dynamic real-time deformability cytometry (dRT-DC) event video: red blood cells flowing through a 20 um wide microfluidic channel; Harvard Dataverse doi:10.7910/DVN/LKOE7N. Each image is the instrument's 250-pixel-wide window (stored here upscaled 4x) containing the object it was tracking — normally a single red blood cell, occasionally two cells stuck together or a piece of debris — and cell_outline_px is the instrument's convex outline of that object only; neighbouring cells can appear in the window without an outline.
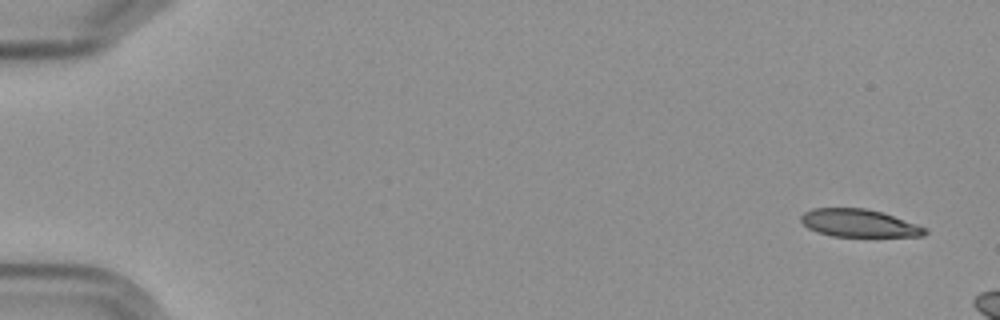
{"species": "Egyptian fruit bat (a non-hibernating species)", "species_latin": "Rousettus aegyptiacus", "temperature_condition": "cold", "stored_images_in_passage": 3, "camera_frame_rate_fps": 3000, "um_per_image_px": 0.085, "frame": {"image": 1, "passage_image": 1, "time_ms": 0.0, "image_size_px": [1000, 320], "cell_outline_px": [[928, 232], [924, 236], [832, 236], [808, 228], [800, 220], [800, 216], [804, 212], [812, 208], [864, 208], [880, 212], [928, 228]], "centroid_in_image_um": [73.0, 18.96], "position_along_channel_um": 12.0, "area_um2": 19.77}}